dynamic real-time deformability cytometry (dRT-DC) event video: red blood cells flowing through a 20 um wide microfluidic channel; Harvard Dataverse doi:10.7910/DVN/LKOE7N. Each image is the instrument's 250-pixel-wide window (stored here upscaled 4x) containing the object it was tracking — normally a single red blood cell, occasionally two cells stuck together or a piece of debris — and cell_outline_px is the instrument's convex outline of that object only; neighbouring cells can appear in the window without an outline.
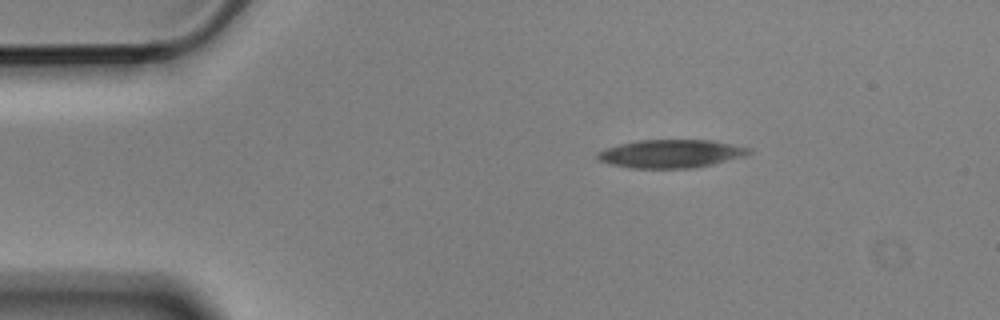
{"species": "Egyptian fruit bat (a non-hibernating species)", "species_latin": "Rousettus aegyptiacus", "temperature_condition": "cold", "stored_images_in_passage": 3, "camera_frame_rate_fps": 3000, "um_per_image_px": 0.085, "animal": {"sex": "male"}, "frame": {"image": 1, "passage_image": 1, "time_ms": 0.0, "image_size_px": [1000, 320], "cell_outline_px": [[752, 152], [744, 156], [696, 168], [628, 168], [612, 164], [600, 160], [596, 156], [596, 152], [604, 148], [636, 140], [712, 140], [752, 148]], "centroid_in_image_um": [57.02, 13.06], "position_along_channel_um": 28.0, "area_um2": 24.97}}
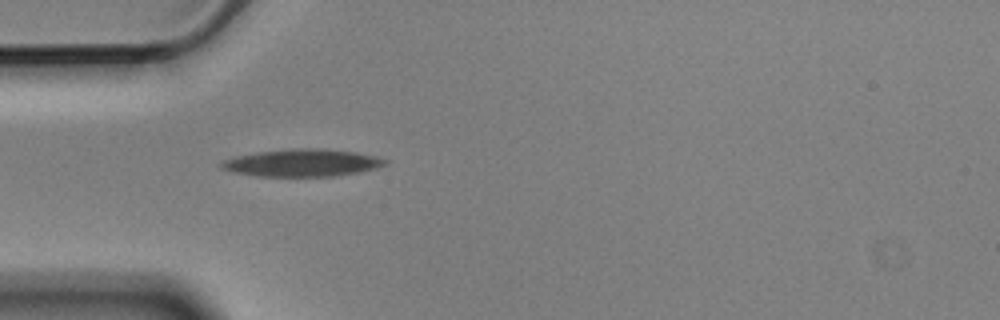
{"frame": {"image": 2, "passage_image": 3, "time_ms": 0.667, "image_size_px": [1000, 320], "cell_outline_px": [[388, 160], [384, 164], [376, 168], [336, 176], [260, 176], [236, 172], [220, 168], [220, 160], [232, 156], [256, 152], [292, 148], [324, 148], [356, 152], [376, 156]], "centroid_in_image_um": [25.64, 13.82], "position_along_channel_um": 59.4, "area_um2": 26.18}}